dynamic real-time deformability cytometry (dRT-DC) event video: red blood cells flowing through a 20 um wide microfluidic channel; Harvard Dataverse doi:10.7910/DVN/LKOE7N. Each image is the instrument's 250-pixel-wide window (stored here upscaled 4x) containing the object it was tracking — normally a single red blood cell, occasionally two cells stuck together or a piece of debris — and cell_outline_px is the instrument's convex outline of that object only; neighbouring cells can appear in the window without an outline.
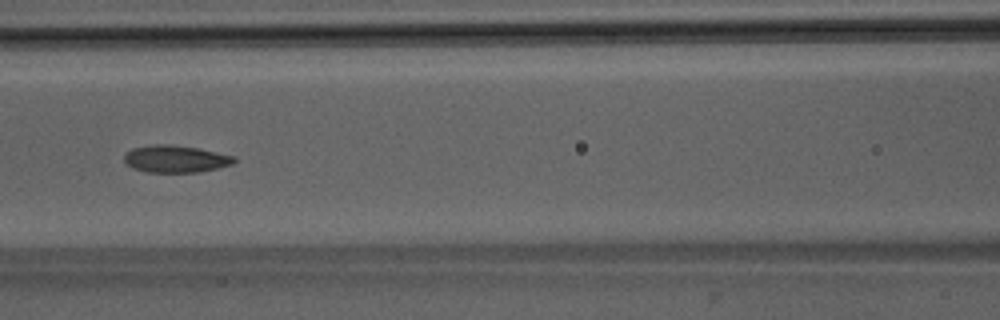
{"species": "Egyptian fruit bat (a non-hibernating species)", "species_latin": "Rousettus aegyptiacus", "temperature_condition": "room temperature", "stored_images_in_passage": 39, "camera_frame_rate_fps": 3000, "um_per_image_px": 0.085, "animal": {"sex": "male"}, "frame": {"image": 1, "passage_image": 11, "time_ms": 3.333, "image_size_px": [1000, 320], "cell_outline_px": [[236, 160], [232, 164], [200, 172], [144, 172], [132, 168], [124, 160], [124, 152], [132, 148], [152, 144], [168, 144], [200, 148], [236, 156]], "centroid_in_image_um": [14.91, 13.5], "position_along_channel_um": 151.7, "area_um2": 17.63}}
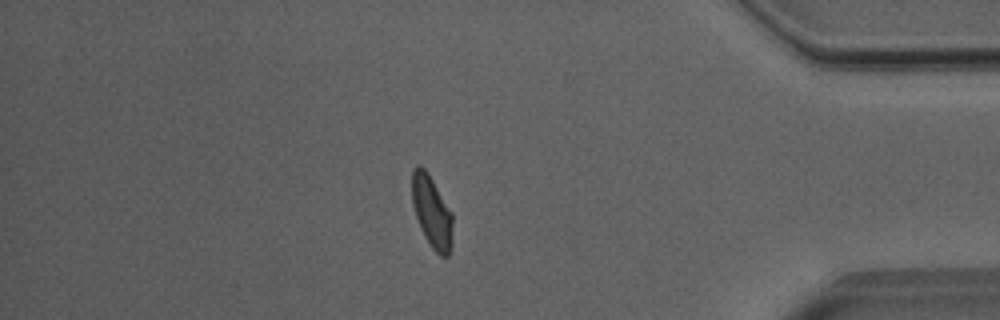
{"frame": {"image": 2, "passage_image": 32, "time_ms": 10.333, "image_size_px": [1000, 320], "cell_outline_px": [[452, 244], [448, 256], [440, 256], [432, 248], [424, 236], [420, 228], [412, 204], [412, 172], [416, 164], [420, 164], [428, 172], [452, 212]], "centroid_in_image_um": [36.7, 17.99], "position_along_channel_um": 398.5, "area_um2": 17.17}}
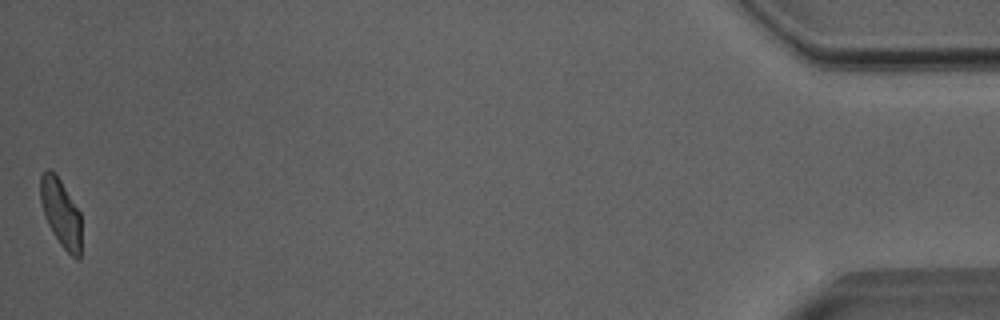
{"frame": {"image": 3, "passage_image": 39, "time_ms": 12.667, "image_size_px": [1000, 320], "cell_outline_px": [[80, 260], [76, 260], [60, 244], [52, 232], [44, 216], [40, 200], [40, 176], [44, 168], [48, 168], [60, 180], [80, 212]], "centroid_in_image_um": [5.15, 18.09], "position_along_channel_um": 430.1, "area_um2": 16.13}, "authors_computed_cell_mechanics": {"area_um2": 17.2244, "velocity_mm_per_s": 4.0072, "shape_relaxation_time_tau1_ms": 5.3432, "shape_relaxation_time_tau2_ms": 2.1737, "deformation_change_tau1": 0.1574, "deformation_change_tau2": 0.0727}}